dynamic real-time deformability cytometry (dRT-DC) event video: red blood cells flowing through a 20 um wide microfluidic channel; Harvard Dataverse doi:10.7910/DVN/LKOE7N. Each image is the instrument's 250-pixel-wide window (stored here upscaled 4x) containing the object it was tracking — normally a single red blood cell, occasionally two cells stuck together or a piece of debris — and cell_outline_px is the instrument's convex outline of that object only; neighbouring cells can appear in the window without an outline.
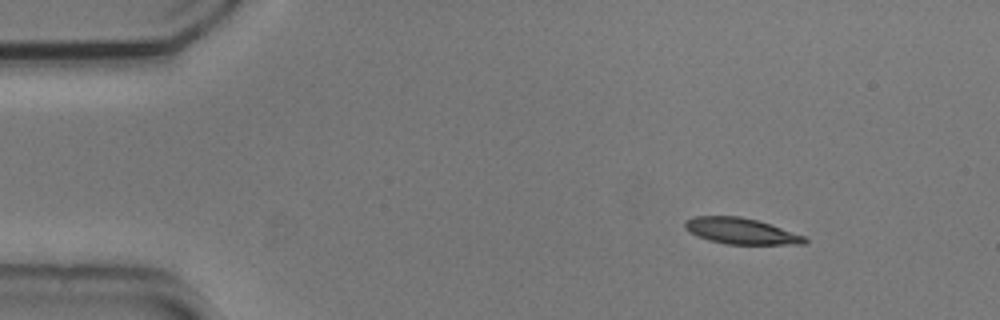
{"species": "common noctule bat (a hibernating species)", "species_latin": "Nyctalus noctula", "temperature_condition": "cold", "stored_images_in_passage": 49, "camera_frame_rate_fps": 3000, "um_per_image_px": 0.085, "animal": {"sex": "male", "body_mass_g": 20.5, "forearm_length_mm": 52.5}, "frame": {"image": 1, "passage_image": 1, "time_ms": 0.0, "image_size_px": [1000, 320], "cell_outline_px": [[808, 240], [804, 244], [728, 244], [708, 240], [688, 232], [684, 228], [684, 220], [696, 216], [740, 216], [756, 220], [804, 236]], "centroid_in_image_um": [62.91, 19.64], "position_along_channel_um": 22.1, "area_um2": 17.98}}
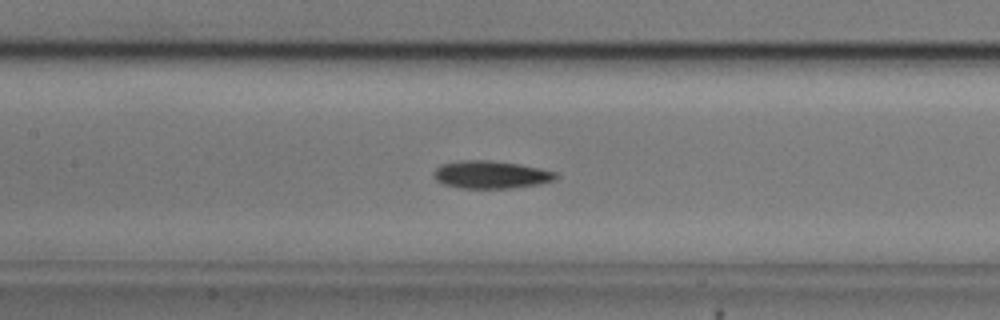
{"frame": {"image": 2, "passage_image": 19, "time_ms": 6.0, "image_size_px": [1000, 320], "cell_outline_px": [[556, 176], [552, 180], [540, 184], [508, 188], [460, 188], [444, 184], [436, 180], [432, 176], [432, 172], [440, 164], [460, 160], [488, 160], [520, 164], [540, 168], [556, 172]], "centroid_in_image_um": [41.66, 14.83], "position_along_channel_um": 165.7, "area_um2": 19.71}}
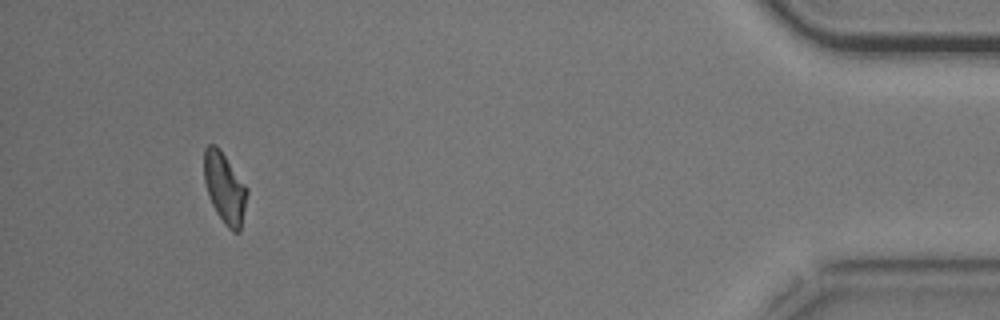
{"frame": {"image": 3, "passage_image": 45, "time_ms": 14.667, "image_size_px": [1000, 320], "cell_outline_px": [[248, 192], [240, 232], [232, 232], [224, 224], [216, 212], [208, 196], [204, 180], [204, 148], [208, 144], [216, 144], [220, 148], [248, 188]], "centroid_in_image_um": [19.09, 15.96], "position_along_channel_um": 416.1, "area_um2": 17.92}, "authors_computed_cell_mechanics": {"area_um2": 18.7272, "velocity_mm_per_s": 3.6826, "shape_relaxation_time_tau1_ms": 3.5667, "shape_relaxation_time_tau2_ms": null, "deformation_change_tau1": 0.1176, "deformation_change_tau2": null}}